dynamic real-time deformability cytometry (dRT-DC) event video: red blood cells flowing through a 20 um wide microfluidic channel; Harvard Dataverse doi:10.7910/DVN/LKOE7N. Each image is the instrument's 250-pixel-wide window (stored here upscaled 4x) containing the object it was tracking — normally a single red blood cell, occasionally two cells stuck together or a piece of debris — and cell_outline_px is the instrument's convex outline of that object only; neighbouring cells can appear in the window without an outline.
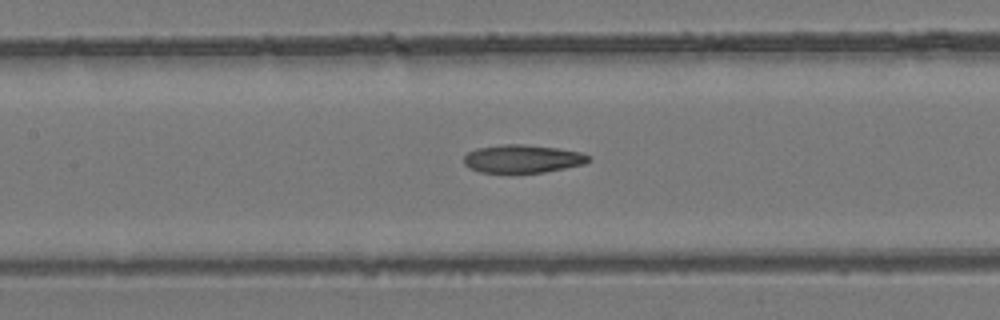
{"species": "common noctule bat (a hibernating species)", "species_latin": "Nyctalus noctula", "temperature_condition": "room temperature", "stored_images_in_passage": 5, "camera_frame_rate_fps": 3000, "um_per_image_px": 0.085, "animal": {"sex": "female", "body_mass_g": 24.6, "forearm_length_mm": 56.2}, "frame": {"image": 1, "passage_image": 4, "time_ms": 4.0, "image_size_px": [1000, 320], "cell_outline_px": [[592, 160], [584, 164], [544, 172], [480, 172], [468, 168], [464, 164], [464, 156], [468, 152], [476, 148], [504, 144], [524, 144], [556, 148], [580, 152], [592, 156]], "centroid_in_image_um": [44.42, 13.49], "position_along_channel_um": 163.0, "area_um2": 20.4}}